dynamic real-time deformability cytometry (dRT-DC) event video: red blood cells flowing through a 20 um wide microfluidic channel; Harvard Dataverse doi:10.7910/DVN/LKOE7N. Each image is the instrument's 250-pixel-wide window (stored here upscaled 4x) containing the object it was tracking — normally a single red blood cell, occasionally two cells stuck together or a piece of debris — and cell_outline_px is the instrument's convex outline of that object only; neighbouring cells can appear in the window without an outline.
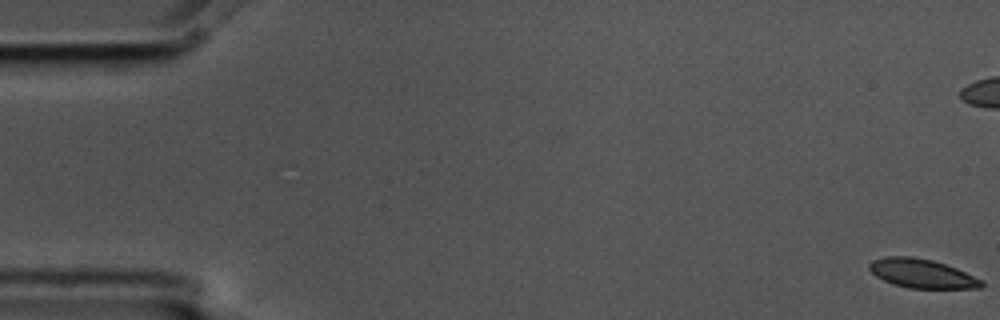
{"species": "common noctule bat (a hibernating species)", "species_latin": "Nyctalus noctula", "temperature_condition": "cold", "stored_images_in_passage": 6, "camera_frame_rate_fps": 3000, "um_per_image_px": 0.085, "animal": {"sex": "male", "body_mass_g": 17.5, "forearm_length_mm": 52.3}, "frame": {"image": 1, "passage_image": 1, "time_ms": 0.0, "image_size_px": [1000, 320], "cell_outline_px": [[984, 284], [980, 288], [908, 288], [892, 284], [876, 276], [868, 268], [868, 264], [872, 260], [884, 256], [912, 256], [932, 260], [956, 268], [984, 280]], "centroid_in_image_um": [78.35, 23.24], "position_along_channel_um": 6.7, "area_um2": 19.02}}